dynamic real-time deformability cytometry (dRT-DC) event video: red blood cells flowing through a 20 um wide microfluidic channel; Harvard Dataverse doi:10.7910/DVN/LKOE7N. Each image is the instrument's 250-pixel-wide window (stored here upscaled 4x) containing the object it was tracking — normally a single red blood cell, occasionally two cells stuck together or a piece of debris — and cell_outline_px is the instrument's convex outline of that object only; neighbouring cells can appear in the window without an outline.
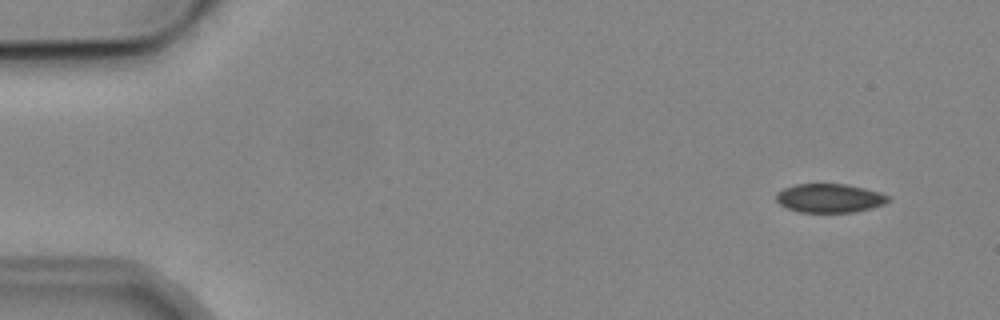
{"species": "common noctule bat (a hibernating species)", "species_latin": "Nyctalus noctula", "temperature_condition": "cold", "stored_images_in_passage": 6, "camera_frame_rate_fps": 3000, "um_per_image_px": 0.085, "animal": {"sex": "male", "body_mass_g": 19.2, "forearm_length_mm": 51.8}, "frame": {"image": 1, "passage_image": 1, "time_ms": 0.0, "image_size_px": [1000, 320], "cell_outline_px": [[888, 200], [884, 204], [872, 208], [856, 212], [800, 212], [788, 208], [780, 204], [776, 200], [776, 192], [784, 188], [796, 184], [844, 184], [864, 188], [880, 192], [888, 196]], "centroid_in_image_um": [70.5, 16.84], "position_along_channel_um": 14.5, "area_um2": 18.73}}
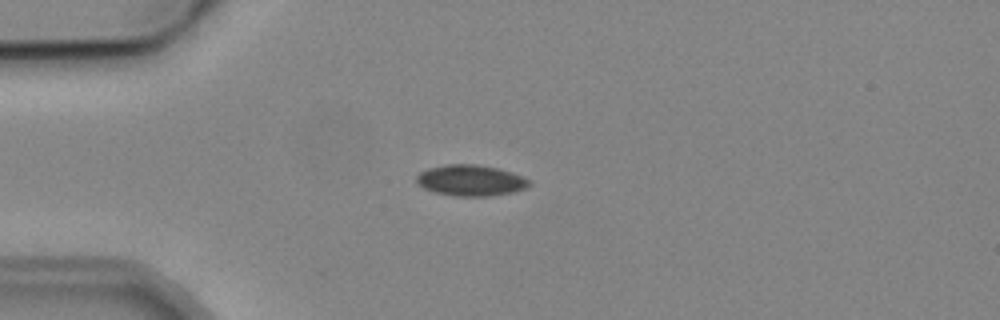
{"frame": {"image": 2, "passage_image": 4, "time_ms": 3.333, "image_size_px": [1000, 320], "cell_outline_px": [[532, 184], [516, 192], [488, 196], [452, 196], [436, 192], [424, 188], [416, 184], [416, 176], [420, 172], [428, 168], [448, 164], [476, 164], [496, 168], [512, 172], [524, 176], [532, 180]], "centroid_in_image_um": [40.04, 15.34], "position_along_channel_um": 45.0, "area_um2": 20.58}}